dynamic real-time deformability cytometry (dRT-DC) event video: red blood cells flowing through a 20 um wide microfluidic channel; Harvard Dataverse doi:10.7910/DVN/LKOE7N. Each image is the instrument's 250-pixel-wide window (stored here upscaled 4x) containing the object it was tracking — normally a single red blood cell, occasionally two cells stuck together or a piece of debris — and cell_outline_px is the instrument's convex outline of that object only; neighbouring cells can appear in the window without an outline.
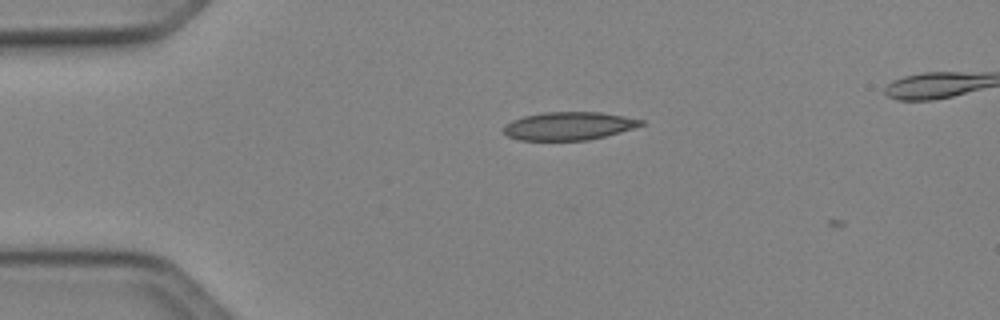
{"species": "Egyptian fruit bat (a non-hibernating species)", "species_latin": "Rousettus aegyptiacus", "temperature_condition": "cold", "stored_images_in_passage": 3, "camera_frame_rate_fps": 3000, "um_per_image_px": 0.085, "animal": {"sex": "female"}, "frame": {"image": 1, "passage_image": 2, "time_ms": 0.333, "image_size_px": [1000, 320], "cell_outline_px": [[644, 124], [632, 128], [604, 136], [588, 140], [520, 140], [508, 136], [504, 132], [504, 124], [512, 120], [524, 116], [544, 112], [600, 112], [624, 116], [644, 120]], "centroid_in_image_um": [48.32, 10.7], "position_along_channel_um": 36.7, "area_um2": 22.31}}